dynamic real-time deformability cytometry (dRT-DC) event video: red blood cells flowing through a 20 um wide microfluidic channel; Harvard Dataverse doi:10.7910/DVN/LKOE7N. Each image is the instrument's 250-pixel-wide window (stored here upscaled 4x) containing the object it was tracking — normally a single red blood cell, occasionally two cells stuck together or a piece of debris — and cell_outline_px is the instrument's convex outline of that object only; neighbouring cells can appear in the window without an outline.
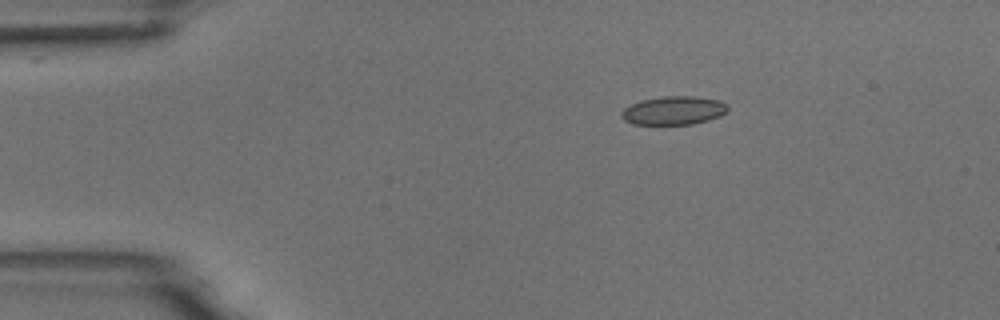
{"species": "common noctule bat (a hibernating species)", "species_latin": "Nyctalus noctula", "temperature_condition": "room temperature", "stored_images_in_passage": 4, "camera_frame_rate_fps": 3000, "um_per_image_px": 0.085, "animal": {"sex": "male", "body_mass_g": 18.8}, "frame": {"image": 1, "passage_image": 1, "time_ms": 0.0, "image_size_px": [1000, 320], "cell_outline_px": [[728, 108], [720, 116], [708, 120], [692, 124], [632, 124], [624, 120], [620, 116], [620, 112], [624, 108], [640, 100], [664, 96], [696, 96], [720, 100], [728, 104]], "centroid_in_image_um": [57.25, 9.38], "position_along_channel_um": 27.8, "area_um2": 17.74}}
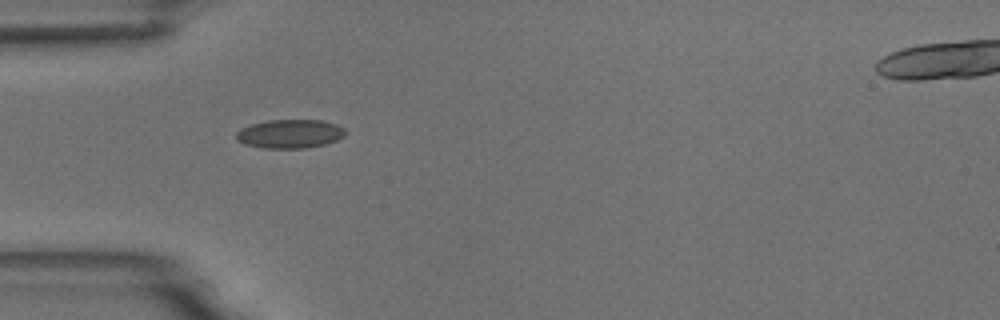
{"frame": {"image": 2, "passage_image": 3, "time_ms": 2.333, "image_size_px": [1000, 320], "cell_outline_px": [[344, 136], [336, 140], [324, 144], [304, 148], [264, 148], [244, 144], [236, 140], [236, 132], [240, 128], [252, 124], [268, 120], [324, 120], [336, 124], [344, 128]], "centroid_in_image_um": [24.61, 11.37], "position_along_channel_um": 60.4, "area_um2": 18.26}}